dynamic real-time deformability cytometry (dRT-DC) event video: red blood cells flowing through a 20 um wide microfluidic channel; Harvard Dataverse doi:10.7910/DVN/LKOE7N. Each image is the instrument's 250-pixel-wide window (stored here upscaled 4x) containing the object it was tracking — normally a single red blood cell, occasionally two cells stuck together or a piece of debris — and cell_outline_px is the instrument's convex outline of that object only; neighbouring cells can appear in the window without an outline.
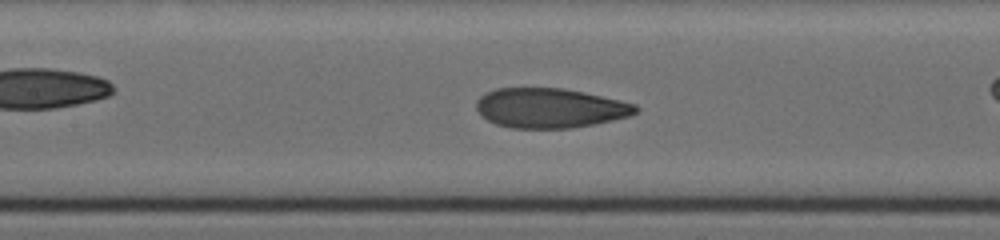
{"species": "human", "species_latin": "Homo sapiens", "temperature_condition": "cold", "stored_images_in_passage": 40, "camera_frame_rate_fps": 3000, "um_per_image_px": 0.085, "donor": {"sex": "female"}, "frame": {"image": 1, "passage_image": 23, "time_ms": 8.667, "image_size_px": [1000, 240], "cell_outline_px": [[640, 108], [636, 112], [628, 116], [612, 120], [592, 124], [568, 128], [512, 128], [496, 124], [480, 116], [476, 108], [476, 100], [484, 92], [496, 88], [564, 88], [584, 92], [636, 104]], "centroid_in_image_um": [46.69, 9.17], "position_along_channel_um": 160.7, "area_um2": 36.88}}
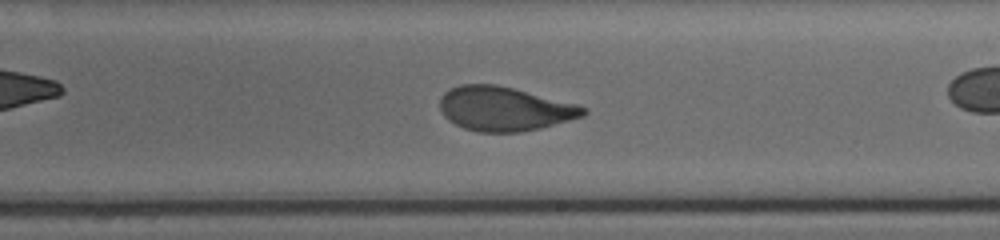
{"frame": {"image": 2, "passage_image": 29, "time_ms": 11.0, "image_size_px": [1000, 240], "cell_outline_px": [[588, 112], [584, 116], [540, 128], [520, 132], [476, 132], [464, 128], [448, 120], [444, 116], [440, 108], [440, 96], [444, 92], [460, 84], [496, 84], [580, 104], [588, 108]], "centroid_in_image_um": [42.9, 9.24], "position_along_channel_um": 246.1, "area_um2": 37.17}}